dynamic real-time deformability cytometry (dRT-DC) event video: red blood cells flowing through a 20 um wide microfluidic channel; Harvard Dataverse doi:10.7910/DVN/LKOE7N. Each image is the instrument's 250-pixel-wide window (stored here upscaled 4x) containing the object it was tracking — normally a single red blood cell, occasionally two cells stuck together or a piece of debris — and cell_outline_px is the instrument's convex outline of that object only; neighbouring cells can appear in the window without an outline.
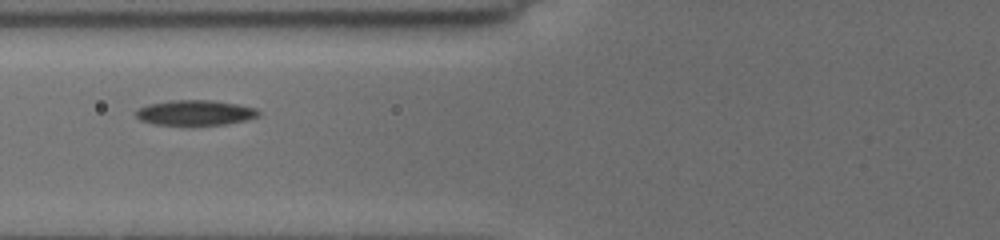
{"species": "common noctule bat (a hibernating species)", "species_latin": "Nyctalus noctula", "temperature_condition": "cold", "stored_images_in_passage": 8, "camera_frame_rate_fps": 3000, "um_per_image_px": 0.085, "animal": {"sex": "female", "body_mass_g": 19.5, "forearm_length_mm": 54.1}, "frame": {"image": 1, "passage_image": 7, "time_ms": 5.333, "image_size_px": [1000, 240], "cell_outline_px": [[260, 116], [228, 124], [156, 124], [140, 120], [136, 116], [136, 112], [140, 108], [148, 104], [172, 100], [216, 100], [240, 104], [256, 108], [260, 112]], "centroid_in_image_um": [16.65, 9.56], "position_along_channel_um": 109.2, "area_um2": 17.86}}